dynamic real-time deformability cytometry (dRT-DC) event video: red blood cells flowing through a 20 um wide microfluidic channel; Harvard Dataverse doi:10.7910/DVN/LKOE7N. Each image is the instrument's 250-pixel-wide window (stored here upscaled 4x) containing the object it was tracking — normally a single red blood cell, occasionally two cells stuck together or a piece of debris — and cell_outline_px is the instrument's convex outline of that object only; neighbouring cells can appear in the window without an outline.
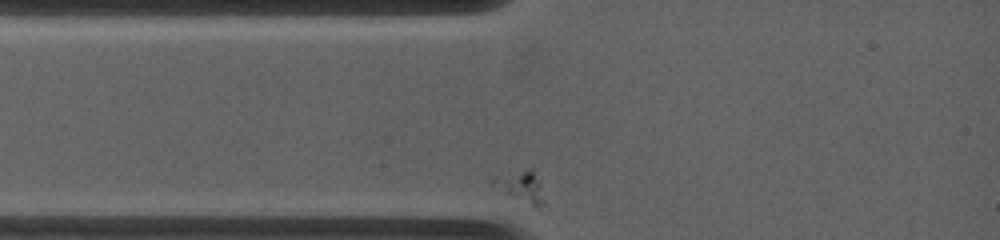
{"species": "common noctule bat (a hibernating species)", "species_latin": "Nyctalus noctula", "temperature_condition": "warm", "stored_images_in_passage": 9, "camera_frame_rate_fps": 4500, "um_per_image_px": 0.085, "animal": {"sex": "female", "body_mass_g": 19.0, "forearm_length_mm": 53.3}, "frame": {"image": 1, "passage_image": 1, "time_ms": 0.0, "image_size_px": [1000, 240], "cell_outline_px": [[548, 204], [540, 208], [536, 208], [488, 184], [488, 180], [492, 176], [524, 168], [536, 168]], "centroid_in_image_um": [44.33, 15.82], "position_along_channel_um": 40.7, "area_um2": 10.29}}